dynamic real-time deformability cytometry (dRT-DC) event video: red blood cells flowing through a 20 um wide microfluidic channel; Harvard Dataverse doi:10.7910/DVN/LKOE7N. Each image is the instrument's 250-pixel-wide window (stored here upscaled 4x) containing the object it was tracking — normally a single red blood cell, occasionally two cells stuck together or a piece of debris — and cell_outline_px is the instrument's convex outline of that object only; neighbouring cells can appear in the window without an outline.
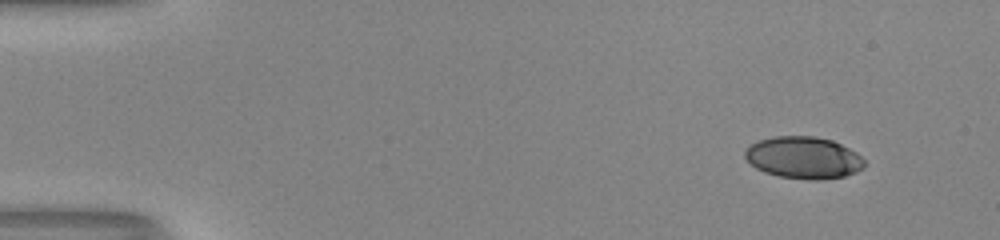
{"species": "human", "species_latin": "Homo sapiens", "temperature_condition": "room temperature", "stored_images_in_passage": 49, "camera_frame_rate_fps": 3000, "um_per_image_px": 0.085, "donor": {"sex": "male"}, "frame": {"image": 1, "passage_image": 1, "time_ms": 0.0, "image_size_px": [1000, 240], "cell_outline_px": [[864, 168], [856, 172], [844, 176], [820, 180], [808, 180], [780, 176], [764, 172], [756, 168], [744, 156], [744, 152], [752, 144], [760, 140], [776, 136], [816, 136], [832, 140], [856, 152], [864, 160]], "centroid_in_image_um": [68.32, 13.4], "position_along_channel_um": 16.7, "area_um2": 29.07}}
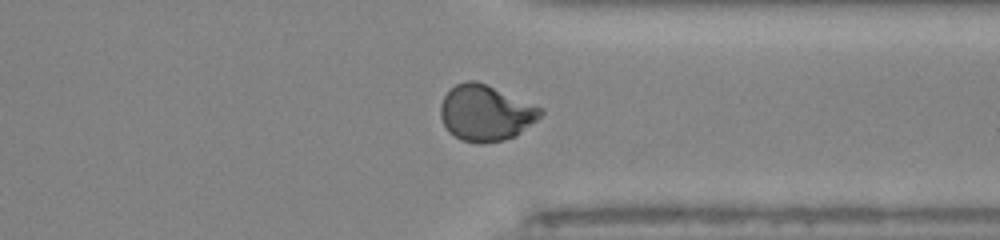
{"frame": {"image": 2, "passage_image": 37, "time_ms": 12.0, "image_size_px": [1000, 240], "cell_outline_px": [[544, 112], [536, 120], [516, 136], [504, 140], [480, 144], [460, 140], [448, 132], [440, 116], [440, 104], [444, 96], [456, 84], [464, 80], [476, 80], [544, 108]], "centroid_in_image_um": [41.27, 9.61], "position_along_channel_um": 370.1, "area_um2": 32.71}}
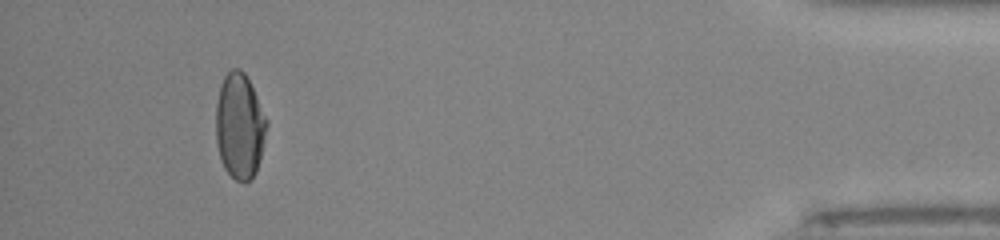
{"frame": {"image": 3, "passage_image": 45, "time_ms": 14.667, "image_size_px": [1000, 240], "cell_outline_px": [[268, 124], [260, 160], [256, 172], [244, 184], [236, 180], [224, 168], [220, 160], [216, 140], [216, 104], [220, 84], [224, 76], [232, 68], [240, 68], [244, 72], [268, 120]], "centroid_in_image_um": [20.36, 10.72], "position_along_channel_um": 414.8, "area_um2": 31.33}, "authors_computed_cell_mechanics": {"area_um2": 31.2698, "velocity_mm_per_s": 4.0516, "shape_relaxation_time_tau1_ms": null, "shape_relaxation_time_tau2_ms": 1.0835, "deformation_change_tau1": null, "deformation_change_tau2": 0.0534}}